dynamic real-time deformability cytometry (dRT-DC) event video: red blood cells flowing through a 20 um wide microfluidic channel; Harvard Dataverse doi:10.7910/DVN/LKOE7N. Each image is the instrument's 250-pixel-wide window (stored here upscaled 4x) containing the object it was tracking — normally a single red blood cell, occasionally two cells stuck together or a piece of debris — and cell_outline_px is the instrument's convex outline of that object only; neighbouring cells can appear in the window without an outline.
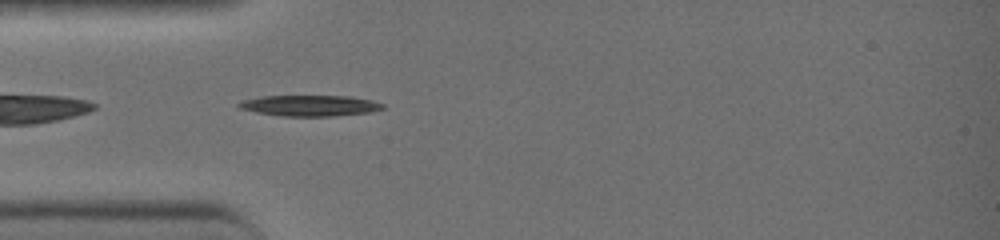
{"species": "common noctule bat (a hibernating species)", "species_latin": "Nyctalus noctula", "temperature_condition": "warm", "stored_images_in_passage": 30, "camera_frame_rate_fps": 3000, "um_per_image_px": 0.085, "animal": {"sex": "female", "body_mass_g": 19.0, "forearm_length_mm": 51.5}, "frame": {"image": 1, "passage_image": 1, "time_ms": 0.0, "image_size_px": [1000, 240], "cell_outline_px": [[384, 108], [372, 112], [336, 116], [280, 116], [256, 112], [240, 108], [236, 104], [244, 100], [260, 96], [352, 96], [372, 100], [384, 104]], "centroid_in_image_um": [26.38, 8.98], "position_along_channel_um": 58.6, "area_um2": 17.63}}
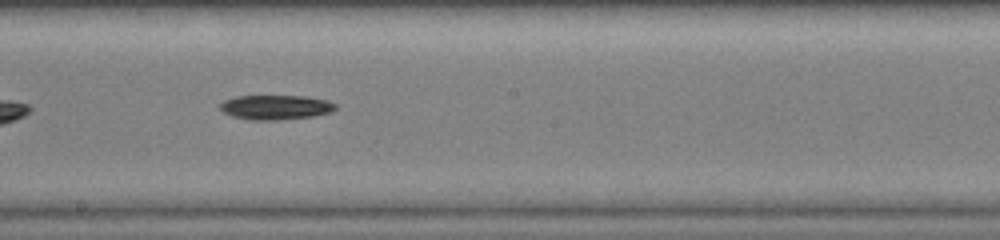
{"frame": {"image": 2, "passage_image": 12, "time_ms": 3.667, "image_size_px": [1000, 240], "cell_outline_px": [[336, 108], [332, 112], [312, 116], [280, 120], [248, 120], [232, 116], [224, 112], [220, 108], [220, 104], [224, 100], [236, 96], [308, 96], [328, 100], [336, 104]], "centroid_in_image_um": [23.45, 9.12], "position_along_channel_um": 224.8, "area_um2": 16.65}}
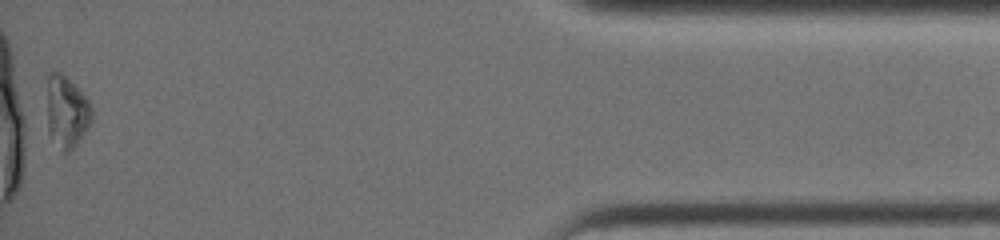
{"frame": {"image": 3, "passage_image": 30, "time_ms": 9.667, "image_size_px": [1000, 240], "cell_outline_px": [[92, 120], [76, 144], [68, 152], [64, 152], [48, 132], [48, 72], [60, 72], [88, 100], [92, 108]], "centroid_in_image_um": [5.66, 9.5], "position_along_channel_um": 429.5, "area_um2": 17.98}, "authors_computed_cell_mechanics": {"area_um2": 16.9932, "velocity_mm_per_s": 4.5732, "shape_relaxation_time_tau1_ms": 3.6459, "shape_relaxation_time_tau2_ms": null, "deformation_change_tau1": 0.1561, "deformation_change_tau2": null}}